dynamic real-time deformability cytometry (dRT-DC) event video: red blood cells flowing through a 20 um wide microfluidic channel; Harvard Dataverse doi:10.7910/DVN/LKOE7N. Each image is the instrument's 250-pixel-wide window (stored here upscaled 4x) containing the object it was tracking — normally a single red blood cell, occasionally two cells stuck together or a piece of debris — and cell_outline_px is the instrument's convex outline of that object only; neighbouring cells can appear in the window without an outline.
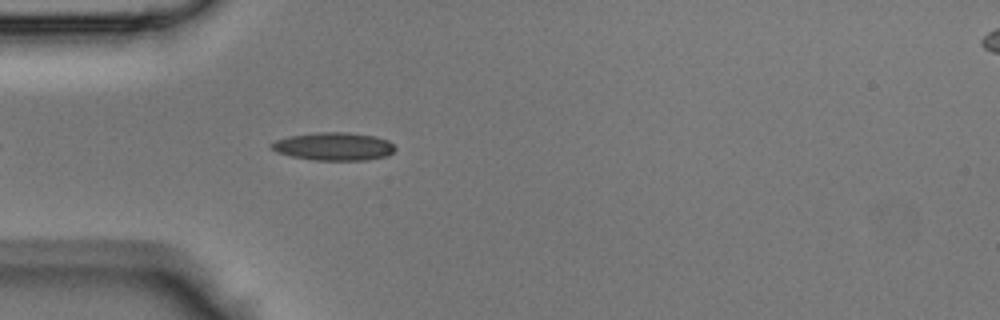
{"species": "Egyptian fruit bat (a non-hibernating species)", "species_latin": "Rousettus aegyptiacus", "temperature_condition": "room temperature", "stored_images_in_passage": 35, "camera_frame_rate_fps": 3000, "um_per_image_px": 0.085, "animal": {"sex": "male"}, "frame": {"image": 1, "passage_image": 4, "time_ms": 1.0, "image_size_px": [1000, 320], "cell_outline_px": [[396, 148], [388, 156], [368, 160], [316, 160], [292, 156], [276, 152], [268, 144], [276, 140], [288, 136], [316, 132], [348, 132], [376, 136], [388, 140]], "centroid_in_image_um": [28.38, 12.44], "position_along_channel_um": 56.6, "area_um2": 20.29}}
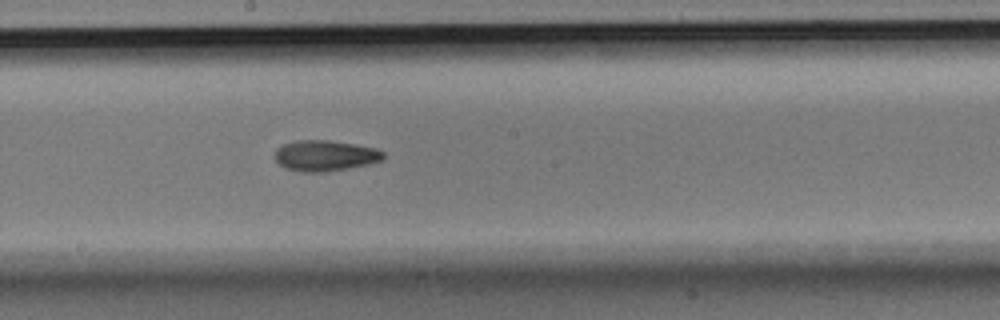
{"frame": {"image": 2, "passage_image": 15, "time_ms": 4.667, "image_size_px": [1000, 320], "cell_outline_px": [[384, 160], [368, 164], [328, 172], [300, 172], [284, 168], [276, 160], [276, 148], [284, 144], [296, 140], [328, 140], [352, 144], [372, 148], [384, 152]], "centroid_in_image_um": [27.61, 13.24], "position_along_channel_um": 220.6, "area_um2": 19.36}}
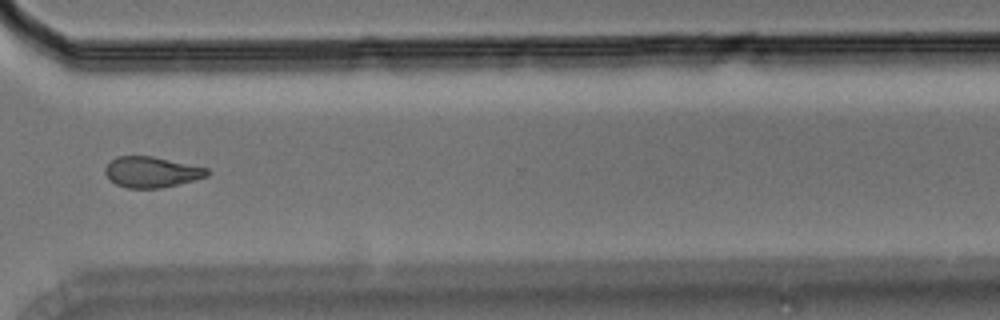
{"frame": {"image": 3, "passage_image": 24, "time_ms": 7.667, "image_size_px": [1000, 320], "cell_outline_px": [[212, 172], [208, 176], [160, 188], [124, 188], [108, 180], [104, 172], [104, 168], [116, 156], [152, 156], [208, 168]], "centroid_in_image_um": [12.85, 14.62], "position_along_channel_um": 357.7, "area_um2": 18.32}}